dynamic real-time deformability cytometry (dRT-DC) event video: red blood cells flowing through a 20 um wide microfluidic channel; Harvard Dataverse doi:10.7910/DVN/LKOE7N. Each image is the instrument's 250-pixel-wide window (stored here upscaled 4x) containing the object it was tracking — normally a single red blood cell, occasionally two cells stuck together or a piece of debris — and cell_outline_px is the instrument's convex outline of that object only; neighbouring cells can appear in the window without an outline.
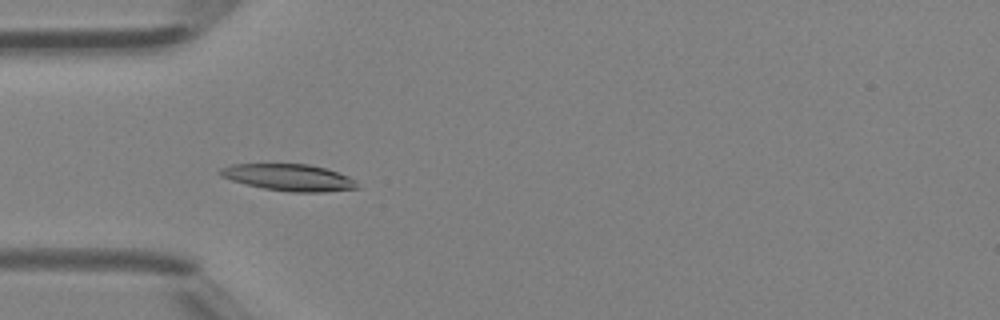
{"species": "Egyptian fruit bat (a non-hibernating species)", "species_latin": "Rousettus aegyptiacus", "temperature_condition": "room temperature", "stored_images_in_passage": 34, "camera_frame_rate_fps": 3000, "um_per_image_px": 0.085, "animal": {"sex": "female"}, "frame": {"image": 1, "passage_image": 2, "time_ms": 0.333, "image_size_px": [1000, 320], "cell_outline_px": [[360, 188], [324, 192], [292, 192], [264, 188], [232, 180], [220, 176], [216, 172], [220, 168], [232, 164], [308, 164], [324, 168], [348, 176], [356, 180]], "centroid_in_image_um": [24.56, 15.08], "position_along_channel_um": 60.4, "area_um2": 21.27}}
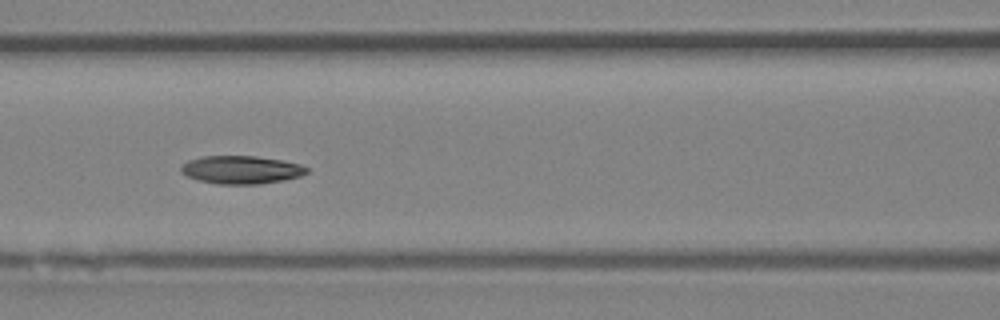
{"frame": {"image": 2, "passage_image": 8, "time_ms": 2.333, "image_size_px": [1000, 320], "cell_outline_px": [[308, 172], [300, 176], [260, 184], [216, 184], [200, 180], [188, 176], [180, 172], [180, 168], [188, 160], [200, 156], [256, 156], [284, 160], [300, 164], [308, 168]], "centroid_in_image_um": [20.5, 14.42], "position_along_channel_um": 146.1, "area_um2": 20.52}}
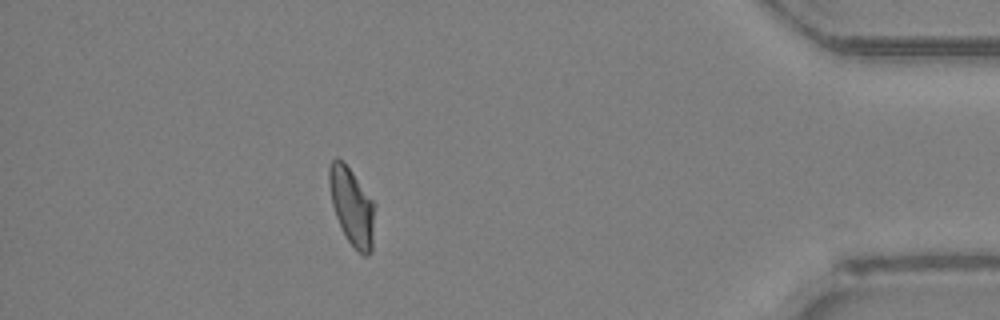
{"frame": {"image": 3, "passage_image": 29, "time_ms": 9.333, "image_size_px": [1000, 320], "cell_outline_px": [[372, 252], [368, 256], [364, 256], [356, 252], [348, 240], [336, 216], [332, 204], [328, 180], [328, 168], [332, 160], [336, 156], [352, 172], [372, 200]], "centroid_in_image_um": [29.87, 17.57], "position_along_channel_um": 405.3, "area_um2": 19.88}, "authors_computed_cell_mechanics": {"area_um2": 20.3745, "velocity_mm_per_s": 4.4039, "shape_relaxation_time_tau1_ms": 3.8226, "shape_relaxation_time_tau2_ms": 4.3297, "deformation_change_tau1": 0.1367, "deformation_change_tau2": 0.0997}}